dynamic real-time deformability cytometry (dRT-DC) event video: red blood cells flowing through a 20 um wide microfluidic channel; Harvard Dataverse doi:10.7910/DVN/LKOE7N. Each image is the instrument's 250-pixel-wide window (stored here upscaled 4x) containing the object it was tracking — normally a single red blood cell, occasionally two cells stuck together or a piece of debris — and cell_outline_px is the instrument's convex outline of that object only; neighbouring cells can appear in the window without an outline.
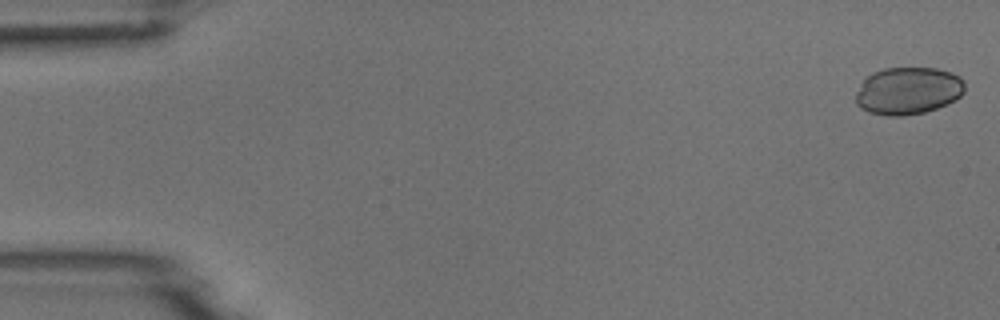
{"species": "common noctule bat (a hibernating species)", "species_latin": "Nyctalus noctula", "temperature_condition": "room temperature", "stored_images_in_passage": 3, "camera_frame_rate_fps": 3000, "um_per_image_px": 0.085, "animal": {"sex": "male", "body_mass_g": 18.8}, "frame": {"image": 1, "passage_image": 1, "time_ms": 0.0, "image_size_px": [1000, 320], "cell_outline_px": [[964, 92], [956, 100], [936, 108], [924, 112], [904, 116], [888, 116], [868, 112], [860, 108], [856, 104], [856, 92], [864, 80], [872, 72], [884, 68], [936, 68], [952, 72], [960, 76], [964, 80]], "centroid_in_image_um": [77.19, 7.72], "position_along_channel_um": 7.8, "area_um2": 30.29}}